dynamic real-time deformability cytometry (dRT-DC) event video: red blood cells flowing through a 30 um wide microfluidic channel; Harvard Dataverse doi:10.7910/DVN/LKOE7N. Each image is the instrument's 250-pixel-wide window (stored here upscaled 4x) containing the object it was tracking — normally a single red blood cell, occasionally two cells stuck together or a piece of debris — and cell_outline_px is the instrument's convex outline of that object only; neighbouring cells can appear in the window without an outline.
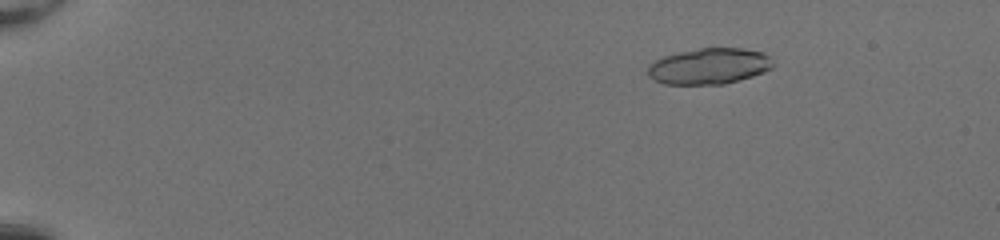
{"species": "common noctule bat (a hibernating species)", "species_latin": "Nyctalus noctula", "temperature_condition": "room temperature", "stored_images_in_passage": 52, "camera_frame_rate_fps": 3000, "um_per_image_px": 0.085, "animal": {"sex": "female", "body_mass_g": 20.0, "forearm_length_mm": 54.0}, "frame": {"image": 1, "passage_image": 9, "time_ms": 2.667, "image_size_px": [1000, 240], "cell_outline_px": [[772, 68], [764, 72], [752, 76], [724, 84], [664, 84], [648, 76], [648, 64], [664, 56], [680, 52], [700, 48], [744, 48], [764, 52], [768, 56], [772, 64]], "centroid_in_image_um": [60.27, 5.62], "position_along_channel_um": 24.7, "area_um2": 26.13}}
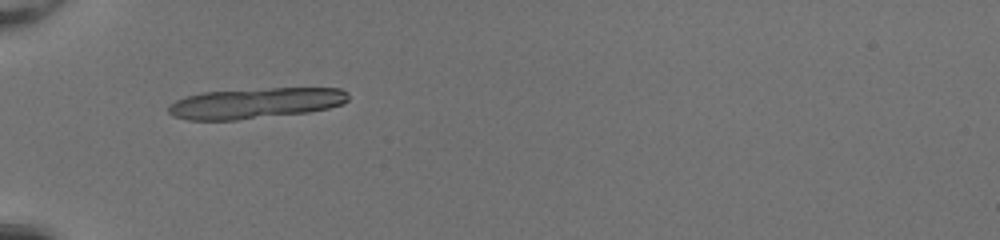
{"frame": {"image": 2, "passage_image": 20, "time_ms": 6.333, "image_size_px": [1000, 240], "cell_outline_px": [[348, 100], [344, 104], [328, 108], [308, 112], [236, 120], [188, 120], [172, 116], [168, 112], [168, 108], [176, 100], [188, 96], [204, 92], [272, 88], [340, 88], [348, 92]], "centroid_in_image_um": [21.74, 8.77], "position_along_channel_um": 63.3, "area_um2": 31.96}, "authors_computed_cell_mechanics": {"area_um2": 21.7906, "velocity_mm_per_s": 4.1795, "shape_relaxation_time_tau1_ms": null, "shape_relaxation_time_tau2_ms": 2.9021, "deformation_change_tau1": null, "deformation_change_tau2": 0.0727}}